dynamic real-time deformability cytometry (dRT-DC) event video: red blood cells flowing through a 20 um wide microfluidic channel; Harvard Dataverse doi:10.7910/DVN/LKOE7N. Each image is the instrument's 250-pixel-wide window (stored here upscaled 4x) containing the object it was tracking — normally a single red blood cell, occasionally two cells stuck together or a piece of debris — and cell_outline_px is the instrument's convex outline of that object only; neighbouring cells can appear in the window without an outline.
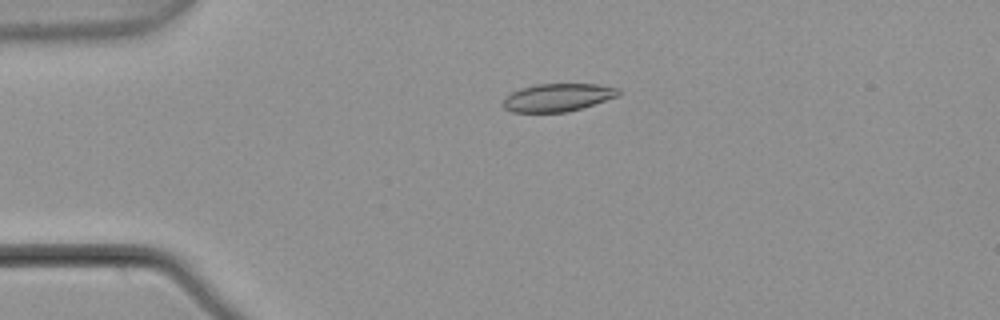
{"species": "common noctule bat (a hibernating species)", "species_latin": "Nyctalus noctula", "temperature_condition": "warm", "stored_images_in_passage": 3, "camera_frame_rate_fps": 3000, "um_per_image_px": 0.085, "animal": {"sex": "male", "body_mass_g": 21.5, "forearm_length_mm": 52.0}, "frame": {"image": 1, "passage_image": 3, "time_ms": 0.667, "image_size_px": [1000, 320], "cell_outline_px": [[620, 96], [580, 108], [564, 112], [512, 112], [504, 108], [504, 100], [512, 92], [520, 88], [536, 84], [596, 84], [620, 88]], "centroid_in_image_um": [47.44, 8.27], "position_along_channel_um": 37.6, "area_um2": 18.61}}